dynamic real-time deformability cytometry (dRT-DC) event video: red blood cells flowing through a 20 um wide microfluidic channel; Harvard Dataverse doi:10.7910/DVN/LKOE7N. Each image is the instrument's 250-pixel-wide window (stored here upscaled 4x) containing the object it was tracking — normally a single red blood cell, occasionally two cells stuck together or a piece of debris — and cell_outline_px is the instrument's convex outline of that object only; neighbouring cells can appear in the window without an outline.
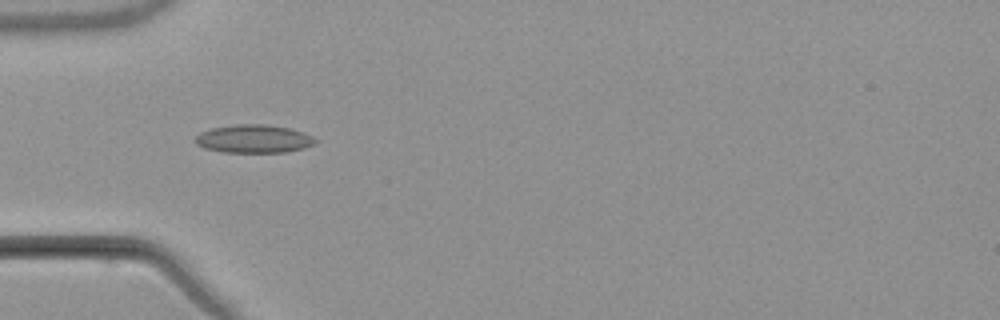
{"species": "common noctule bat (a hibernating species)", "species_latin": "Nyctalus noctula", "temperature_condition": "warm", "stored_images_in_passage": 4, "camera_frame_rate_fps": 3000, "um_per_image_px": 0.085, "animal": {"sex": "male", "body_mass_g": 21.5, "forearm_length_mm": 52.0}, "frame": {"image": 1, "passage_image": 1, "time_ms": 0.0, "image_size_px": [1000, 320], "cell_outline_px": [[316, 144], [304, 148], [284, 152], [224, 152], [204, 148], [196, 144], [192, 140], [200, 132], [212, 128], [236, 124], [264, 124], [288, 128], [304, 132], [312, 136], [316, 140]], "centroid_in_image_um": [21.55, 11.8], "position_along_channel_um": 63.5, "area_um2": 19.77}}
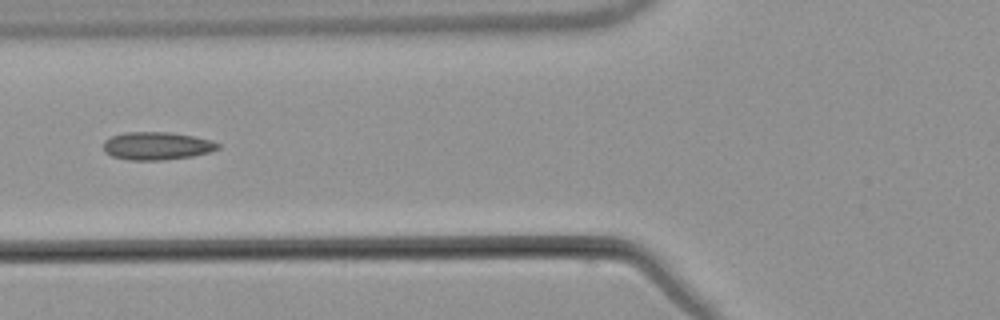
{"frame": {"image": 2, "passage_image": 2, "time_ms": 1.333, "image_size_px": [1000, 320], "cell_outline_px": [[220, 148], [208, 152], [192, 156], [160, 160], [128, 160], [112, 156], [104, 152], [104, 140], [112, 136], [124, 132], [168, 132], [192, 136], [212, 140], [220, 144]], "centroid_in_image_um": [13.31, 12.4], "position_along_channel_um": 112.5, "area_um2": 18.55}}
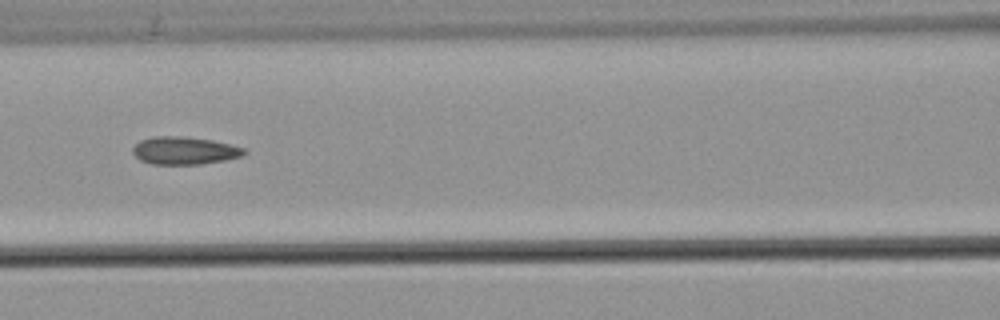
{"frame": {"image": 3, "passage_image": 3, "time_ms": 2.333, "image_size_px": [1000, 320], "cell_outline_px": [[248, 152], [244, 156], [224, 160], [200, 164], [152, 164], [140, 160], [132, 152], [132, 148], [140, 140], [152, 136], [180, 136], [212, 140], [232, 144], [244, 148]], "centroid_in_image_um": [15.7, 12.79], "position_along_channel_um": 150.9, "area_um2": 18.09}}